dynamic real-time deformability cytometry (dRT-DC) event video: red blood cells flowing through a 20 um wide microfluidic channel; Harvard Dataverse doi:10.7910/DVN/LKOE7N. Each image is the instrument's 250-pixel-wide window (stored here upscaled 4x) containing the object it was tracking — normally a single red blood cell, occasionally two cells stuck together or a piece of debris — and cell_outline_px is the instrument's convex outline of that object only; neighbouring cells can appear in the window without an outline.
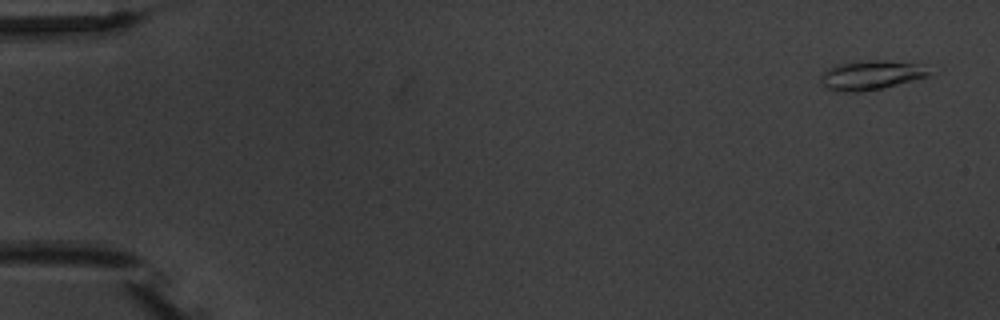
{"species": "common noctule bat (a hibernating species)", "species_latin": "Nyctalus noctula", "temperature_condition": "warm", "stored_images_in_passage": 5, "camera_frame_rate_fps": 3000, "um_per_image_px": 0.085, "animal": {"sex": "male", "body_mass_g": 20.1, "forearm_length_mm": 53.5}, "frame": {"image": 1, "passage_image": 1, "time_ms": 0.0, "image_size_px": [1000, 320], "cell_outline_px": [[928, 76], [884, 88], [860, 92], [844, 92], [828, 88], [820, 80], [820, 76], [828, 68], [840, 64], [868, 60], [880, 60], [924, 64], [928, 72]], "centroid_in_image_um": [74.05, 6.39], "position_along_channel_um": 11.0, "area_um2": 18.26}}